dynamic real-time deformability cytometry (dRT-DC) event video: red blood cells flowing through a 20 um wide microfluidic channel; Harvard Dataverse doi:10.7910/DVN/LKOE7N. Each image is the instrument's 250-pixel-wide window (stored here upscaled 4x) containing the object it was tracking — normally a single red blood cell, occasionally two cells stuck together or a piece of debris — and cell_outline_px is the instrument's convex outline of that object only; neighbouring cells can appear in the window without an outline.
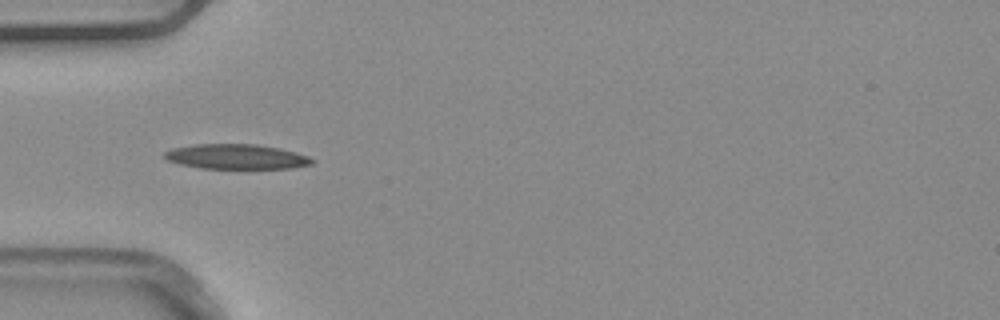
{"species": "common noctule bat (a hibernating species)", "species_latin": "Nyctalus noctula", "temperature_condition": "warm", "stored_images_in_passage": 6, "camera_frame_rate_fps": 3000, "um_per_image_px": 0.085, "animal": {"sex": "male", "body_mass_g": 20.4}, "frame": {"image": 1, "passage_image": 3, "time_ms": 0.667, "image_size_px": [1000, 320], "cell_outline_px": [[316, 160], [312, 164], [292, 168], [200, 168], [180, 164], [168, 160], [164, 156], [164, 152], [172, 148], [196, 144], [256, 144], [280, 148], [296, 152], [308, 156]], "centroid_in_image_um": [20.11, 13.31], "position_along_channel_um": 64.9, "area_um2": 21.39}}
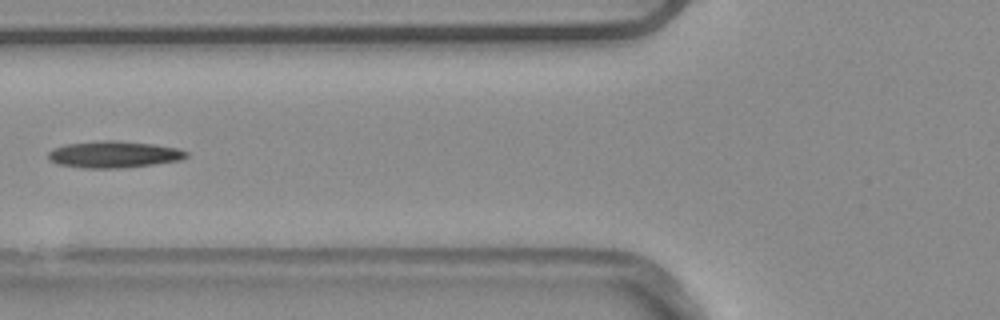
{"frame": {"image": 2, "passage_image": 4, "time_ms": 1.0, "image_size_px": [1000, 320], "cell_outline_px": [[188, 156], [180, 160], [152, 164], [120, 168], [84, 168], [56, 164], [48, 160], [48, 152], [52, 148], [64, 144], [100, 140], [116, 140], [152, 144], [180, 148], [188, 152]], "centroid_in_image_um": [9.63, 13.12], "position_along_channel_um": 116.2, "area_um2": 21.68}}